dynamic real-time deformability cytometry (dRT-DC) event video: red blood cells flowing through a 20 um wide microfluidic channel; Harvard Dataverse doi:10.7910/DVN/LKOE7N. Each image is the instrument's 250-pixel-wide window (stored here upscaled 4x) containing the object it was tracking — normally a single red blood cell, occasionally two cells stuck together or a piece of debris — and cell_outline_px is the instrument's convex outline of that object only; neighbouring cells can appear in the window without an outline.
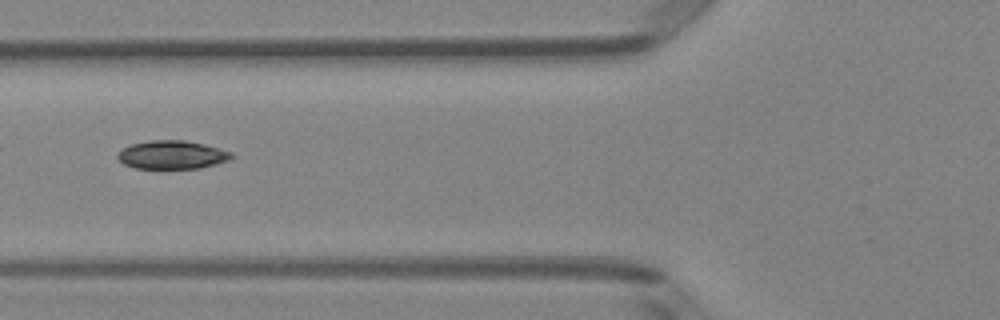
{"species": "Egyptian fruit bat (a non-hibernating species)", "species_latin": "Rousettus aegyptiacus", "temperature_condition": "room temperature", "stored_images_in_passage": 7, "camera_frame_rate_fps": 3000, "um_per_image_px": 0.085, "animal": {"sex": "female"}, "frame": {"image": 1, "passage_image": 6, "time_ms": 1.667, "image_size_px": [1000, 320], "cell_outline_px": [[236, 156], [228, 160], [216, 164], [200, 168], [136, 168], [124, 164], [116, 156], [124, 148], [132, 144], [152, 140], [184, 140], [204, 144], [232, 152]], "centroid_in_image_um": [14.66, 13.16], "position_along_channel_um": 111.1, "area_um2": 18.67}}
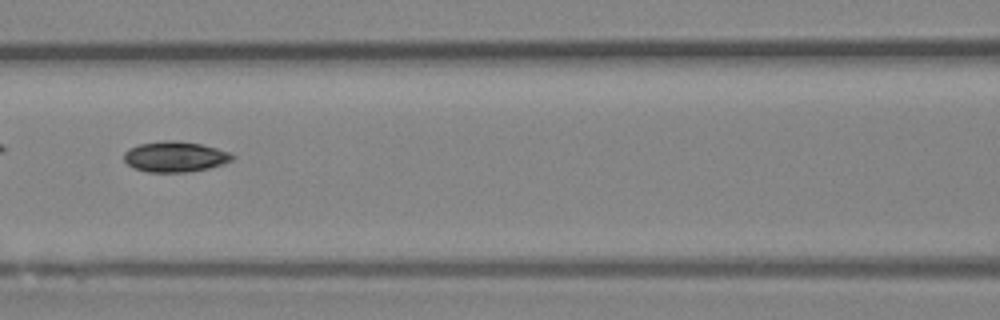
{"frame": {"image": 2, "passage_image": 7, "time_ms": 2.0, "image_size_px": [1000, 320], "cell_outline_px": [[236, 156], [232, 160], [224, 164], [208, 168], [184, 172], [148, 172], [136, 168], [128, 164], [124, 160], [124, 152], [128, 148], [140, 144], [168, 140], [172, 140], [200, 144], [216, 148], [228, 152]], "centroid_in_image_um": [14.88, 13.32], "position_along_channel_um": 151.7, "area_um2": 19.07}}